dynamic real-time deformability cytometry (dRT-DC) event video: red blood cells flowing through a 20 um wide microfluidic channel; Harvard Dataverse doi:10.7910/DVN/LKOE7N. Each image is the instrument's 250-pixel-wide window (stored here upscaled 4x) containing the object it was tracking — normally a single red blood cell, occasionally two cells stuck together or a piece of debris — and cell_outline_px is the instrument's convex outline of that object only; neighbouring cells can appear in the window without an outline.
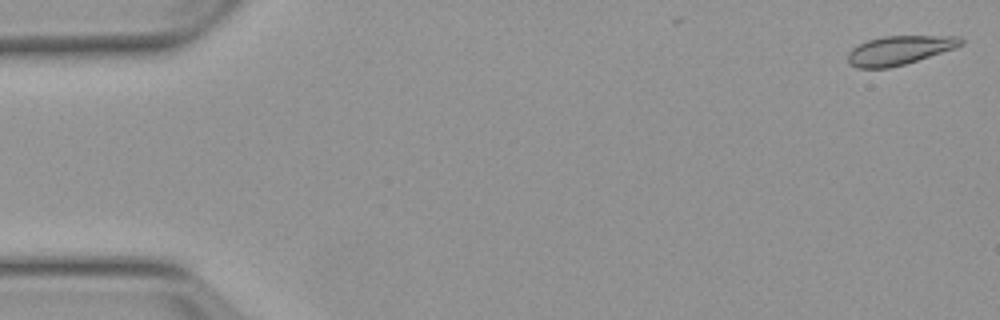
{"species": "Egyptian fruit bat (a non-hibernating species)", "species_latin": "Rousettus aegyptiacus", "temperature_condition": "warm", "stored_images_in_passage": 2, "camera_frame_rate_fps": 3000, "um_per_image_px": 0.085, "animal": {"sex": "female"}, "frame": {"image": 1, "passage_image": 1, "time_ms": 0.0, "image_size_px": [1000, 320], "cell_outline_px": [[964, 44], [956, 48], [904, 64], [888, 68], [856, 68], [848, 64], [848, 52], [852, 48], [868, 40], [884, 36], [960, 36], [964, 40]], "centroid_in_image_um": [76.46, 4.27], "position_along_channel_um": 8.5, "area_um2": 19.07}}